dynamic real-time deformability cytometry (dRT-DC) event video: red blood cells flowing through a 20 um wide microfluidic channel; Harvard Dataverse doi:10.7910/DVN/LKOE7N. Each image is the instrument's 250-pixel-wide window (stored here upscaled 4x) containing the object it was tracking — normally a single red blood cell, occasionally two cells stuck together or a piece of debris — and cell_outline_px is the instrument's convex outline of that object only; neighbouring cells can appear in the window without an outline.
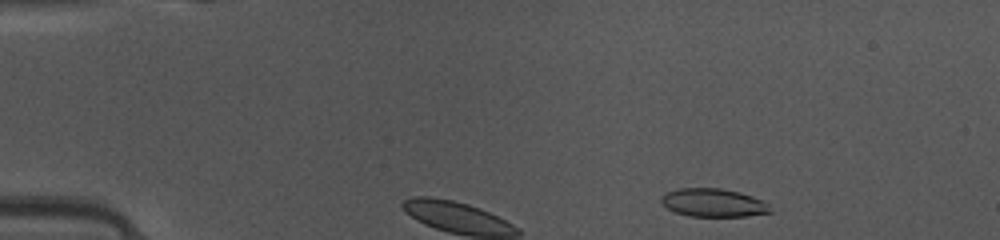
{"species": "common noctule bat (a hibernating species)", "species_latin": "Nyctalus noctula", "temperature_condition": "warm", "stored_images_in_passage": 38, "camera_frame_rate_fps": 3000, "um_per_image_px": 0.085, "animal": {"sex": "female", "body_mass_g": 10.0, "forearm_length_mm": 53.1}, "frame": {"image": 1, "passage_image": 1, "time_ms": 0.0, "image_size_px": [1000, 240], "cell_outline_px": [[772, 212], [744, 216], [688, 216], [676, 212], [668, 208], [660, 200], [660, 196], [668, 192], [680, 188], [720, 188], [740, 192], [752, 196], [768, 204]], "centroid_in_image_um": [60.62, 17.23], "position_along_channel_um": 24.4, "area_um2": 17.74}}
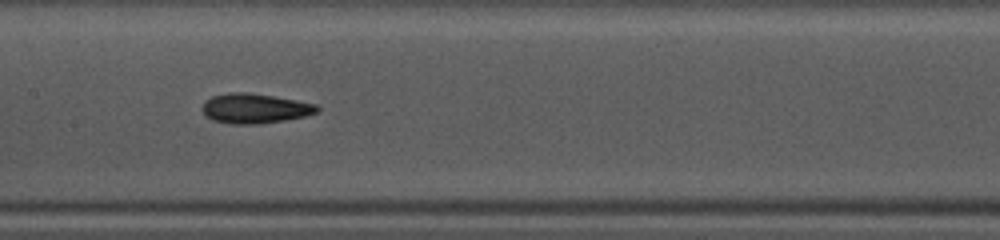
{"frame": {"image": 2, "passage_image": 18, "time_ms": 5.667, "image_size_px": [1000, 240], "cell_outline_px": [[320, 108], [316, 112], [304, 116], [284, 120], [260, 124], [232, 124], [212, 120], [204, 112], [204, 100], [212, 96], [228, 92], [248, 92], [296, 100], [316, 104]], "centroid_in_image_um": [21.65, 9.21], "position_along_channel_um": 185.7, "area_um2": 19.77}}
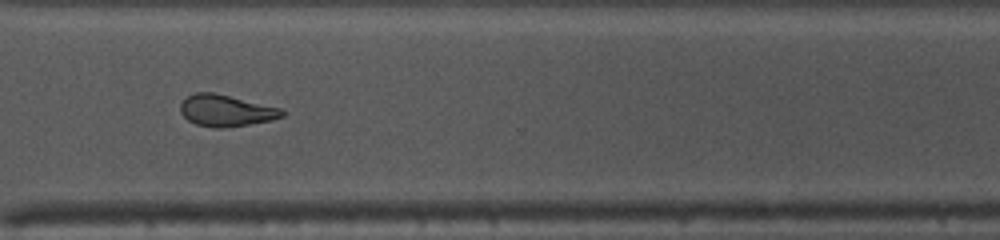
{"frame": {"image": 3, "passage_image": 30, "time_ms": 9.667, "image_size_px": [1000, 240], "cell_outline_px": [[284, 116], [272, 120], [224, 128], [216, 128], [196, 124], [188, 120], [180, 112], [180, 104], [188, 96], [196, 92], [212, 92], [284, 108]], "centroid_in_image_um": [19.24, 9.4], "position_along_channel_um": 351.4, "area_um2": 18.73}, "authors_computed_cell_mechanics": {"area_um2": 19.1029, "velocity_mm_per_s": 4.1522, "shape_relaxation_time_tau1_ms": 3.4999, "shape_relaxation_time_tau2_ms": 2.4897, "deformation_change_tau1": 0.1347, "deformation_change_tau2": 0.1002}}